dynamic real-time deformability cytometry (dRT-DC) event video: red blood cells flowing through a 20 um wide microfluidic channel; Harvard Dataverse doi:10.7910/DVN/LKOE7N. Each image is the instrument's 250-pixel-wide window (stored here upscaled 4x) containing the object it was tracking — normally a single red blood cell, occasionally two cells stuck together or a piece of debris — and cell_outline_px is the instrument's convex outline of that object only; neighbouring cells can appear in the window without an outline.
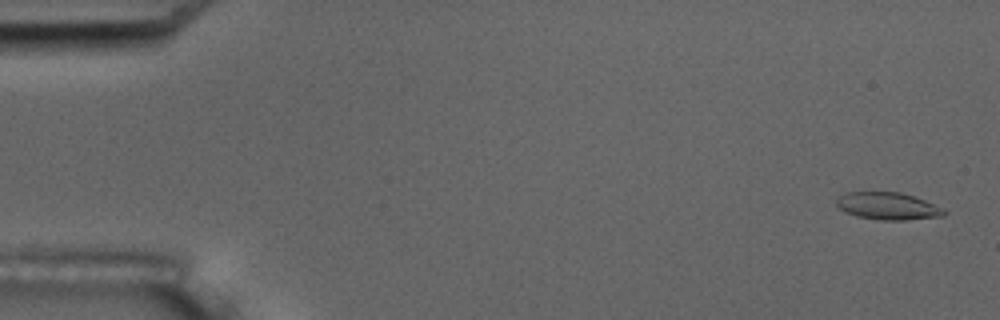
{"species": "common noctule bat (a hibernating species)", "species_latin": "Nyctalus noctula", "temperature_condition": "room temperature", "stored_images_in_passage": 5, "camera_frame_rate_fps": 3000, "um_per_image_px": 0.085, "animal": {"sex": "male", "body_mass_g": 17.5, "forearm_length_mm": 52.3}, "frame": {"image": 1, "passage_image": 1, "time_ms": 0.0, "image_size_px": [1000, 320], "cell_outline_px": [[948, 212], [944, 216], [908, 220], [880, 220], [856, 216], [844, 212], [836, 204], [836, 200], [840, 196], [848, 192], [900, 192], [924, 200], [944, 208]], "centroid_in_image_um": [75.49, 17.53], "position_along_channel_um": 9.5, "area_um2": 17.17}}
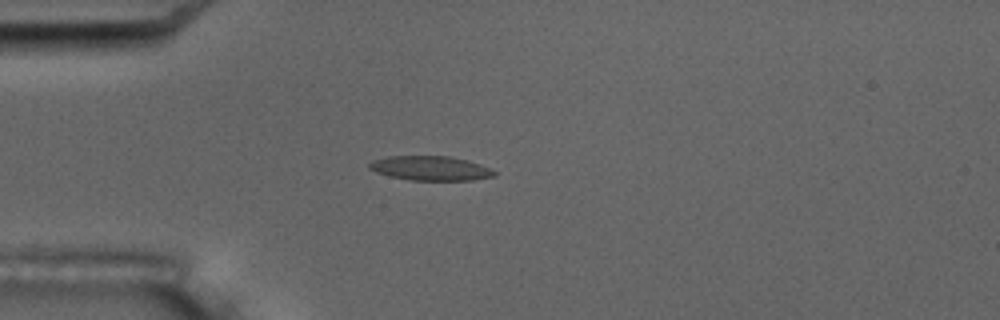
{"frame": {"image": 2, "passage_image": 5, "time_ms": 4.667, "image_size_px": [1000, 320], "cell_outline_px": [[496, 176], [472, 180], [408, 180], [388, 176], [376, 172], [368, 168], [368, 164], [372, 160], [388, 156], [448, 156], [468, 160], [480, 164], [496, 172]], "centroid_in_image_um": [36.56, 14.3], "position_along_channel_um": 48.4, "area_um2": 17.86}}